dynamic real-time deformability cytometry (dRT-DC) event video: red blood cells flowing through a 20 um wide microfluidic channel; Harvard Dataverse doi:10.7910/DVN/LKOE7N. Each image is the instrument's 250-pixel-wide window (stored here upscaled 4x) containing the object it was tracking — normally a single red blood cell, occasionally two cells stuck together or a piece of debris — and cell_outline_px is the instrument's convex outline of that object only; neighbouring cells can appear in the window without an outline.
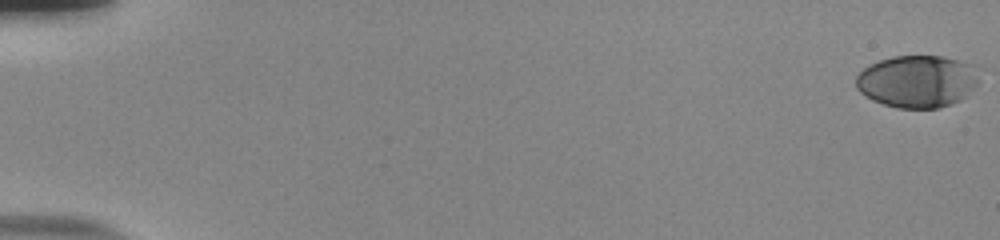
{"species": "human", "species_latin": "Homo sapiens", "temperature_condition": "room temperature", "stored_images_in_passage": 14, "camera_frame_rate_fps": 3000, "um_per_image_px": 0.085, "donor": {"sex": "male"}, "frame": {"image": 1, "passage_image": 1, "time_ms": 0.0, "image_size_px": [1000, 240], "cell_outline_px": [[984, 68], [980, 80], [960, 100], [936, 108], [896, 108], [872, 100], [860, 92], [856, 88], [856, 76], [864, 68], [880, 60], [892, 56], [940, 56], [980, 64]], "centroid_in_image_um": [78.05, 6.88], "position_along_channel_um": 6.9, "area_um2": 38.09}}